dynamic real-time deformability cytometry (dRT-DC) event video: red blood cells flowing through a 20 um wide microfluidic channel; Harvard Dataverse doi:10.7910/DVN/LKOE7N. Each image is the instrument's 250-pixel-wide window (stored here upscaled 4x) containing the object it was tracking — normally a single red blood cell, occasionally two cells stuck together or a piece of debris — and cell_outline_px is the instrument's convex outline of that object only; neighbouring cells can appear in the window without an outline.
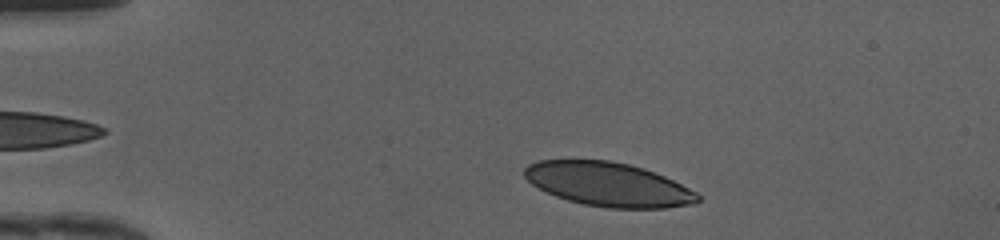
{"species": "human", "species_latin": "Homo sapiens", "temperature_condition": "cold", "stored_images_in_passage": 41, "camera_frame_rate_fps": 3000, "um_per_image_px": 0.085, "donor": {"sex": "female"}, "frame": {"image": 1, "passage_image": 2, "time_ms": 0.333, "image_size_px": [1000, 240], "cell_outline_px": [[700, 200], [696, 204], [664, 208], [608, 208], [584, 204], [568, 200], [556, 196], [532, 184], [524, 176], [524, 168], [528, 164], [540, 160], [612, 160], [644, 168], [664, 176], [696, 192], [700, 196]], "centroid_in_image_um": [51.72, 15.67], "position_along_channel_um": 33.3, "area_um2": 44.22}}
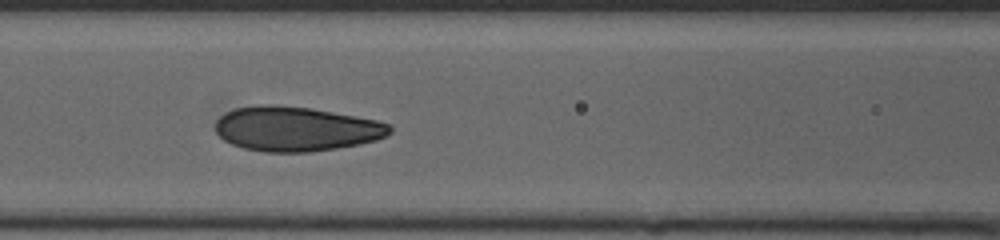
{"frame": {"image": 2, "passage_image": 14, "time_ms": 4.333, "image_size_px": [1000, 240], "cell_outline_px": [[392, 132], [376, 140], [336, 148], [308, 152], [264, 152], [244, 148], [232, 144], [224, 140], [216, 132], [216, 120], [224, 112], [236, 108], [260, 104], [268, 104], [312, 108], [356, 116], [376, 120], [388, 124], [392, 128]], "centroid_in_image_um": [25.12, 10.94], "position_along_channel_um": 141.5, "area_um2": 45.2}}
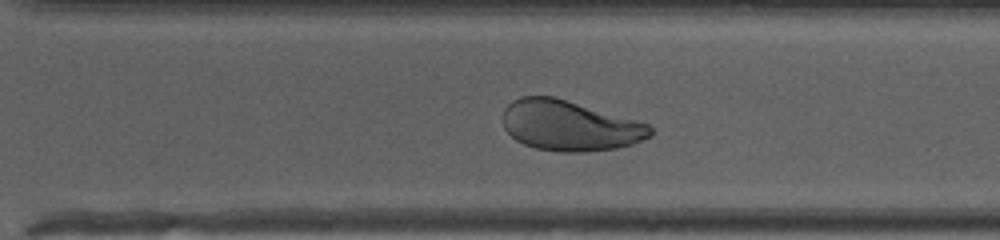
{"frame": {"image": 3, "passage_image": 27, "time_ms": 8.667, "image_size_px": [1000, 240], "cell_outline_px": [[652, 136], [632, 144], [616, 148], [588, 152], [560, 152], [536, 148], [524, 144], [516, 140], [504, 128], [504, 108], [512, 100], [520, 96], [552, 96], [636, 120], [648, 124], [652, 128]], "centroid_in_image_um": [48.41, 10.69], "position_along_channel_um": 322.2, "area_um2": 43.06}, "authors_computed_cell_mechanics": {"area_um2": 45.373, "velocity_mm_per_s": 4.1891, "shape_relaxation_time_tau1_ms": 5.0729, "shape_relaxation_time_tau2_ms": 0.7376, "deformation_change_tau1": 0.1485, "deformation_change_tau2": 0.0391}}